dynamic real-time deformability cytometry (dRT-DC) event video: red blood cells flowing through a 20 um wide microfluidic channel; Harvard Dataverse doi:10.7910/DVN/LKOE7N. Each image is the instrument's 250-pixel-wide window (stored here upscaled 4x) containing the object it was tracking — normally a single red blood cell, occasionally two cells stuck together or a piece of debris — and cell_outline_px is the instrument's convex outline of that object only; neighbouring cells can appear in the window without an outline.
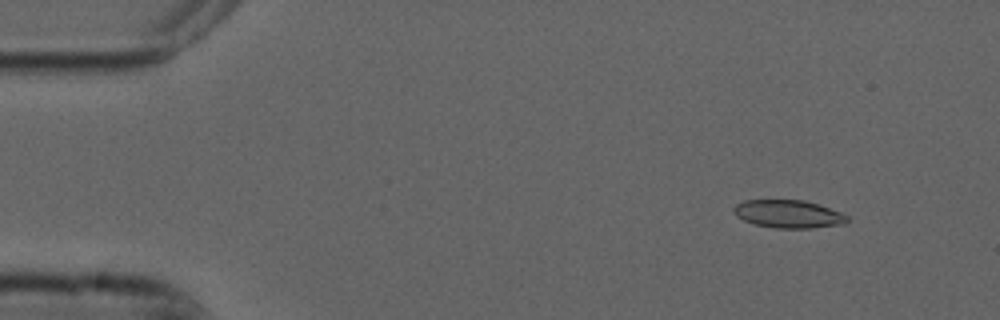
{"species": "common noctule bat (a hibernating species)", "species_latin": "Nyctalus noctula", "temperature_condition": "cold", "stored_images_in_passage": 48, "camera_frame_rate_fps": 3000, "um_per_image_px": 0.085, "animal": {"sex": "male", "forearm_length_mm": 52.5}, "frame": {"image": 1, "passage_image": 2, "time_ms": 0.333, "image_size_px": [1000, 320], "cell_outline_px": [[848, 220], [844, 224], [812, 228], [776, 228], [752, 224], [736, 216], [732, 208], [736, 204], [744, 200], [804, 200], [840, 212], [848, 216]], "centroid_in_image_um": [66.98, 18.19], "position_along_channel_um": 18.0, "area_um2": 18.44}}
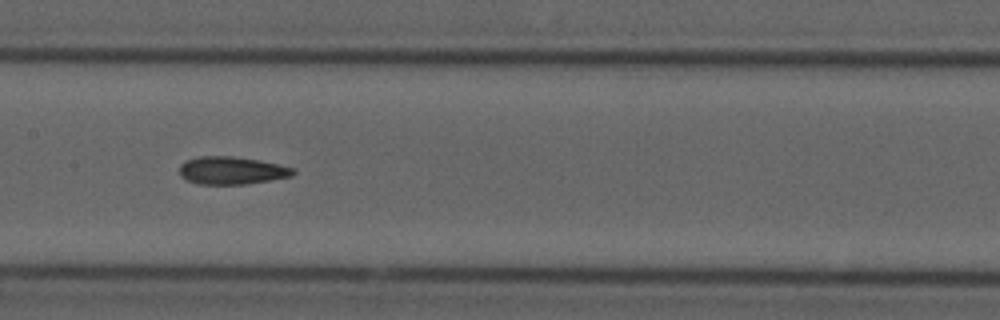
{"frame": {"image": 2, "passage_image": 23, "time_ms": 7.333, "image_size_px": [1000, 320], "cell_outline_px": [[296, 172], [292, 176], [248, 184], [200, 184], [188, 180], [180, 176], [180, 164], [184, 160], [200, 156], [232, 156], [260, 160], [296, 168]], "centroid_in_image_um": [19.71, 14.48], "position_along_channel_um": 187.7, "area_um2": 18.5}}
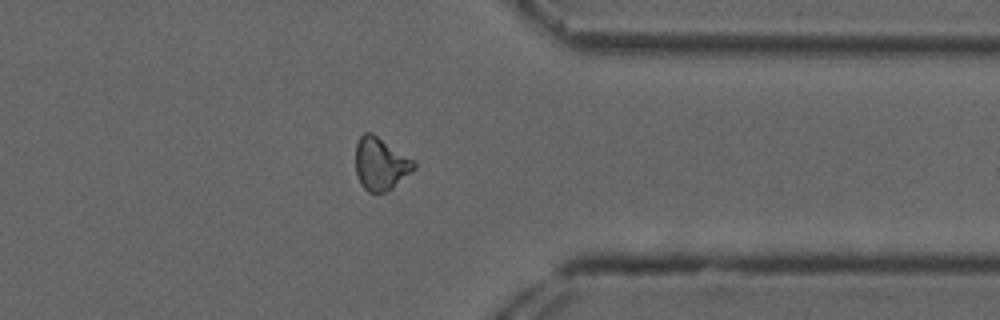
{"frame": {"image": 3, "passage_image": 39, "time_ms": 12.667, "image_size_px": [1000, 320], "cell_outline_px": [[416, 168], [392, 188], [376, 196], [368, 192], [360, 184], [356, 172], [356, 144], [360, 136], [364, 132], [372, 132], [416, 160]], "centroid_in_image_um": [32.36, 13.93], "position_along_channel_um": 379.0, "area_um2": 18.32}, "authors_computed_cell_mechanics": {"area_um2": 18.1781, "velocity_mm_per_s": 3.7438, "shape_relaxation_time_tau1_ms": null, "shape_relaxation_time_tau2_ms": 6.1952, "deformation_change_tau1": null, "deformation_change_tau2": 0.1398}}